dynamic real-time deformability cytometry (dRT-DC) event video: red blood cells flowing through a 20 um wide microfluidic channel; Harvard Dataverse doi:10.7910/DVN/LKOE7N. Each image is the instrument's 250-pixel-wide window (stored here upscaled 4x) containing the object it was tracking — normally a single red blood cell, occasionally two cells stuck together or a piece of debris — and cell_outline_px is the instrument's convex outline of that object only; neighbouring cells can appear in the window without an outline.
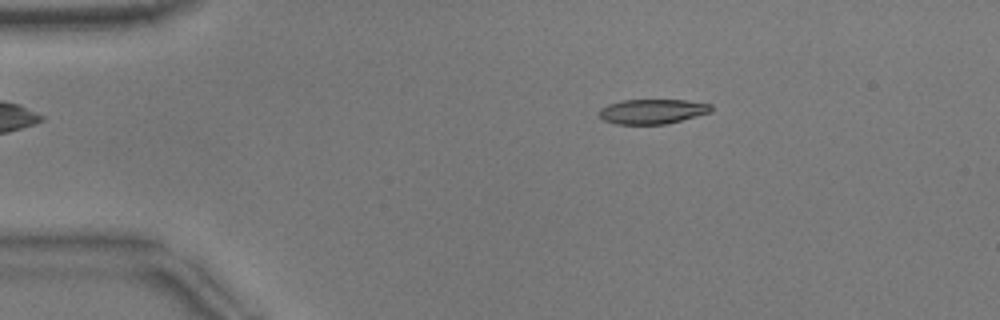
{"species": "common noctule bat (a hibernating species)", "species_latin": "Nyctalus noctula", "temperature_condition": "warm", "stored_images_in_passage": 45, "camera_frame_rate_fps": 3000, "um_per_image_px": 0.085, "animal": {"sex": "male", "body_mass_g": 17.9}, "frame": {"image": 1, "passage_image": 2, "time_ms": 0.333, "image_size_px": [1000, 320], "cell_outline_px": [[712, 112], [668, 124], [616, 124], [604, 120], [600, 116], [600, 108], [608, 104], [620, 100], [684, 100], [712, 104]], "centroid_in_image_um": [55.48, 9.47], "position_along_channel_um": 29.5, "area_um2": 16.24}}
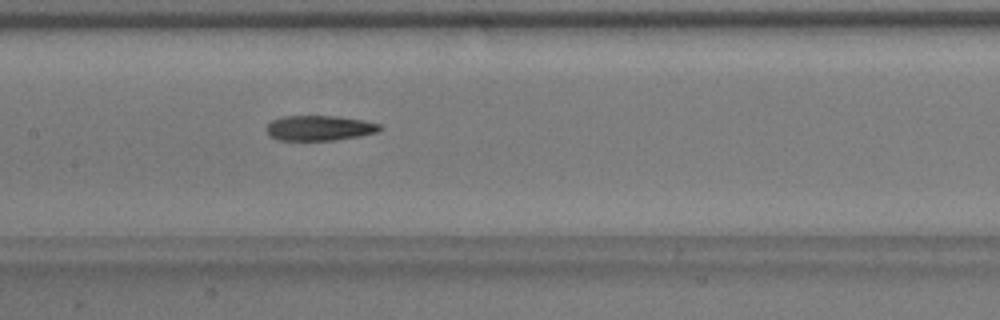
{"frame": {"image": 2, "passage_image": 18, "time_ms": 5.667, "image_size_px": [1000, 320], "cell_outline_px": [[384, 128], [380, 132], [336, 140], [280, 140], [268, 136], [264, 128], [272, 120], [280, 116], [336, 116], [364, 120], [380, 124]], "centroid_in_image_um": [27.15, 10.88], "position_along_channel_um": 180.3, "area_um2": 16.88}}
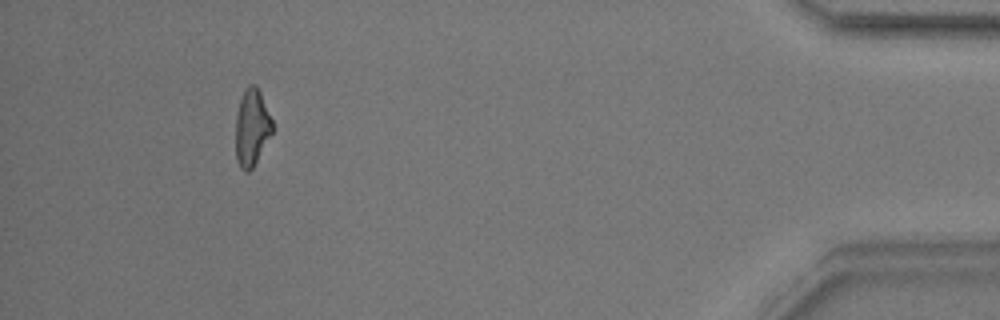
{"frame": {"image": 3, "passage_image": 41, "time_ms": 13.333, "image_size_px": [1000, 320], "cell_outline_px": [[276, 128], [252, 168], [248, 172], [244, 172], [240, 168], [236, 160], [236, 116], [240, 100], [244, 88], [248, 84], [256, 84], [260, 92]], "centroid_in_image_um": [21.42, 10.84], "position_along_channel_um": 413.8, "area_um2": 16.76}, "authors_computed_cell_mechanics": {"area_um2": 17.2244, "velocity_mm_per_s": 3.8588, "shape_relaxation_time_tau1_ms": 7.776, "shape_relaxation_time_tau2_ms": 8.3656, "deformation_change_tau1": 0.2667, "deformation_change_tau2": 0.2377}}